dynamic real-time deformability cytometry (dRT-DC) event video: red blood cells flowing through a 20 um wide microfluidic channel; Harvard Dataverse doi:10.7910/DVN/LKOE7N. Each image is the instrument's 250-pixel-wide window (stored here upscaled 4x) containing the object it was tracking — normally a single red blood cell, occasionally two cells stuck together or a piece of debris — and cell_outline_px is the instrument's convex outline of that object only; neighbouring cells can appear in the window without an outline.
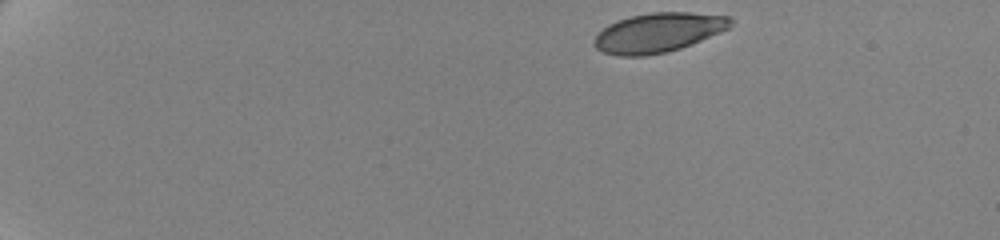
{"species": "human", "species_latin": "Homo sapiens", "temperature_condition": "cold", "stored_images_in_passage": 51, "camera_frame_rate_fps": 3000, "um_per_image_px": 0.085, "donor": {"sex": "female"}, "frame": {"image": 1, "passage_image": 1, "time_ms": 0.0, "image_size_px": [1000, 240], "cell_outline_px": [[732, 24], [728, 28], [720, 32], [692, 44], [680, 48], [664, 52], [644, 56], [616, 56], [604, 52], [596, 48], [592, 44], [596, 36], [608, 24], [616, 20], [632, 16], [652, 12], [688, 12], [728, 16], [732, 20]], "centroid_in_image_um": [55.93, 2.77], "position_along_channel_um": 29.1, "area_um2": 31.15}}
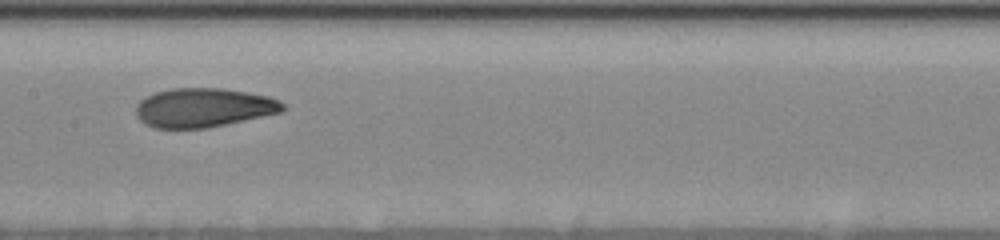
{"frame": {"image": 2, "passage_image": 25, "time_ms": 8.0, "image_size_px": [1000, 240], "cell_outline_px": [[284, 108], [280, 112], [208, 128], [156, 128], [144, 124], [136, 116], [136, 104], [140, 100], [156, 92], [172, 88], [224, 88], [248, 92], [268, 96], [280, 100], [284, 104]], "centroid_in_image_um": [17.28, 9.14], "position_along_channel_um": 190.1, "area_um2": 33.41}}
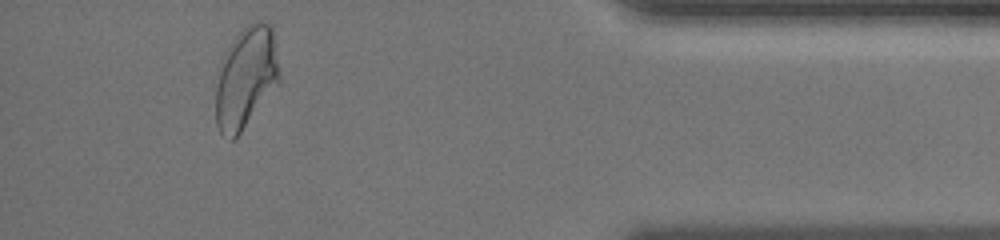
{"frame": {"image": 3, "passage_image": 47, "time_ms": 15.333, "image_size_px": [1000, 240], "cell_outline_px": [[280, 80], [240, 132], [232, 140], [220, 132], [216, 124], [216, 68], [224, 52], [236, 36], [252, 20], [260, 20], [272, 24], [280, 76]], "centroid_in_image_um": [20.88, 6.53], "position_along_channel_um": 414.3, "area_um2": 37.51}, "authors_computed_cell_mechanics": {"area_um2": 33.6396, "velocity_mm_per_s": 3.4907, "shape_relaxation_time_tau1_ms": 3.8485, "shape_relaxation_time_tau2_ms": 1.5821, "deformation_change_tau1": 0.1521, "deformation_change_tau2": 0.0781}}